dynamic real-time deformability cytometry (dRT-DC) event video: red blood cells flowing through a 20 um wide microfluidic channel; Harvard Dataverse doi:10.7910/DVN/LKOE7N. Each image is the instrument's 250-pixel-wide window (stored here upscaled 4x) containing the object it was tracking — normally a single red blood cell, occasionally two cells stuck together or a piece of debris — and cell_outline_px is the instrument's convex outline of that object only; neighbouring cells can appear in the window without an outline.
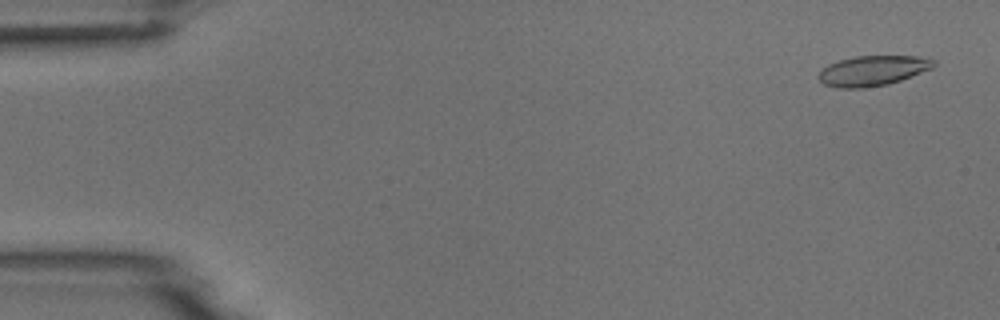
{"species": "common noctule bat (a hibernating species)", "species_latin": "Nyctalus noctula", "temperature_condition": "room temperature", "stored_images_in_passage": 9, "camera_frame_rate_fps": 3000, "um_per_image_px": 0.085, "animal": {"sex": "male", "body_mass_g": 18.8}, "frame": {"image": 1, "passage_image": 1, "time_ms": 0.0, "image_size_px": [1000, 320], "cell_outline_px": [[936, 64], [932, 68], [900, 80], [888, 84], [864, 88], [840, 88], [824, 84], [816, 76], [828, 64], [840, 60], [856, 56], [916, 56], [936, 60]], "centroid_in_image_um": [74.17, 6.01], "position_along_channel_um": 10.8, "area_um2": 20.06}}
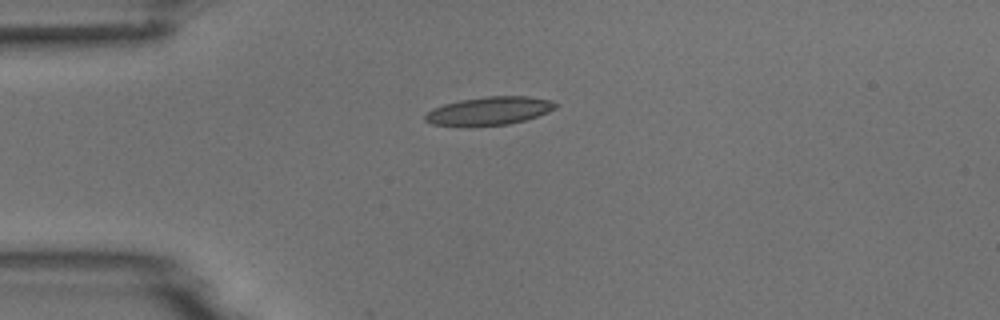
{"frame": {"image": 2, "passage_image": 4, "time_ms": 3.667, "image_size_px": [1000, 320], "cell_outline_px": [[560, 104], [556, 108], [548, 112], [524, 120], [508, 124], [468, 128], [432, 124], [424, 120], [424, 116], [432, 108], [444, 104], [460, 100], [484, 96], [528, 96], [552, 100]], "centroid_in_image_um": [41.56, 9.44], "position_along_channel_um": 43.4, "area_um2": 22.02}}
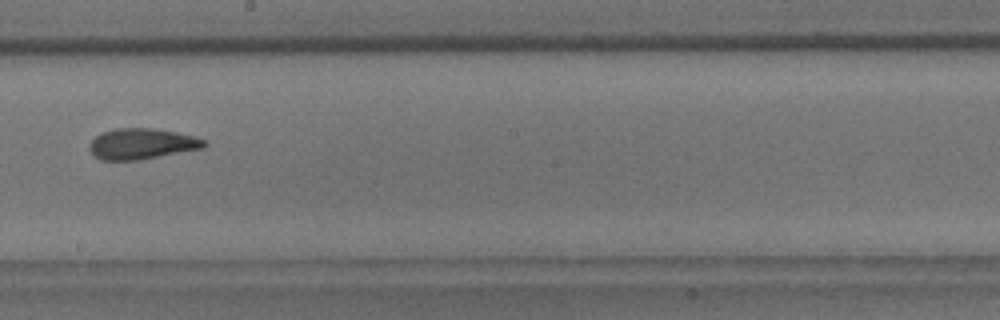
{"frame": {"image": 3, "passage_image": 9, "time_ms": 9.333, "image_size_px": [1000, 320], "cell_outline_px": [[208, 144], [204, 148], [140, 160], [100, 160], [88, 148], [88, 144], [100, 132], [116, 128], [156, 128], [176, 132], [208, 140]], "centroid_in_image_um": [12.07, 12.22], "position_along_channel_um": 236.1, "area_um2": 20.81}}